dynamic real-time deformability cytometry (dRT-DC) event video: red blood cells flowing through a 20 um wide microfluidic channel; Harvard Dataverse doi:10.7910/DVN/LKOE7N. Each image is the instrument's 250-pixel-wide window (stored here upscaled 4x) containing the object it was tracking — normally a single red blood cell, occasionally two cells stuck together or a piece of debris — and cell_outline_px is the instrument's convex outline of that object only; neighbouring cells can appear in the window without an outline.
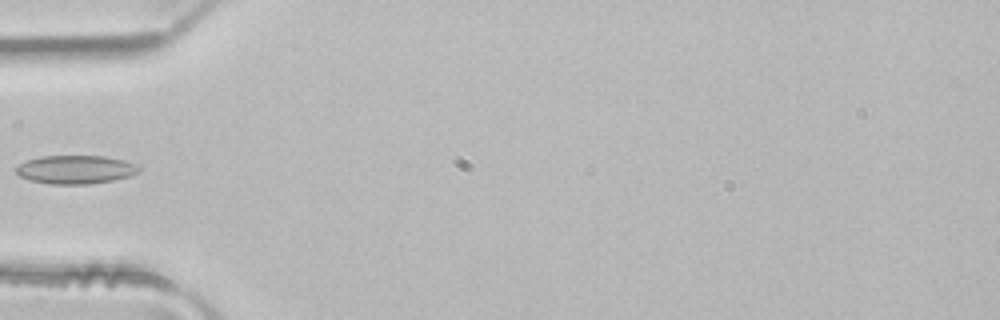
{"species": "common noctule bat (a hibernating species)", "species_latin": "Nyctalus noctula", "temperature_condition": "room temperature", "stored_images_in_passage": 2, "camera_frame_rate_fps": 3000, "um_per_image_px": 0.085, "animal": {"sex": "male", "body_mass_g": 21.5, "forearm_length_mm": 52.0}, "frame": {"image": 1, "passage_image": 2, "time_ms": 0.333, "image_size_px": [1000, 320], "cell_outline_px": [[140, 172], [132, 176], [116, 180], [88, 184], [52, 184], [32, 180], [20, 176], [12, 168], [24, 160], [40, 156], [104, 156], [124, 160], [136, 164], [140, 168]], "centroid_in_image_um": [6.42, 14.4], "position_along_channel_um": 78.6, "area_um2": 20.69}}